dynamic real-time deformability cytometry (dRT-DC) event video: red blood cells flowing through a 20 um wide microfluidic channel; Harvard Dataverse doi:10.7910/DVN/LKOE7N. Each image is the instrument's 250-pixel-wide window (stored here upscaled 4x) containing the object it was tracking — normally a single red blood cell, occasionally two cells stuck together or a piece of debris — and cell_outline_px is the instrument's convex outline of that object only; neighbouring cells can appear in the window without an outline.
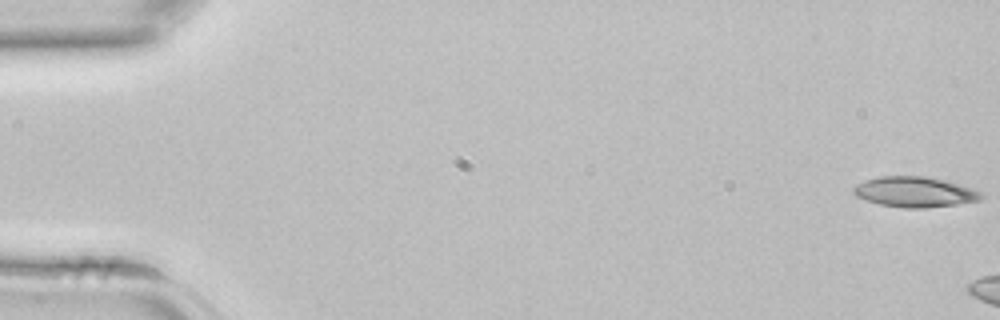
{"species": "common noctule bat (a hibernating species)", "species_latin": "Nyctalus noctula", "temperature_condition": "room temperature", "stored_images_in_passage": 6, "camera_frame_rate_fps": 3000, "um_per_image_px": 0.085, "animal": {"sex": "female", "body_mass_g": 22.7, "forearm_length_mm": 54.2}, "frame": {"image": 1, "passage_image": 1, "time_ms": 0.0, "image_size_px": [1000, 320], "cell_outline_px": [[984, 196], [980, 200], [956, 204], [924, 208], [904, 208], [880, 204], [856, 196], [852, 192], [852, 188], [856, 184], [864, 180], [880, 176], [924, 176], [944, 180], [972, 188], [984, 192]], "centroid_in_image_um": [77.75, 16.31], "position_along_channel_um": 7.2, "area_um2": 22.6}}